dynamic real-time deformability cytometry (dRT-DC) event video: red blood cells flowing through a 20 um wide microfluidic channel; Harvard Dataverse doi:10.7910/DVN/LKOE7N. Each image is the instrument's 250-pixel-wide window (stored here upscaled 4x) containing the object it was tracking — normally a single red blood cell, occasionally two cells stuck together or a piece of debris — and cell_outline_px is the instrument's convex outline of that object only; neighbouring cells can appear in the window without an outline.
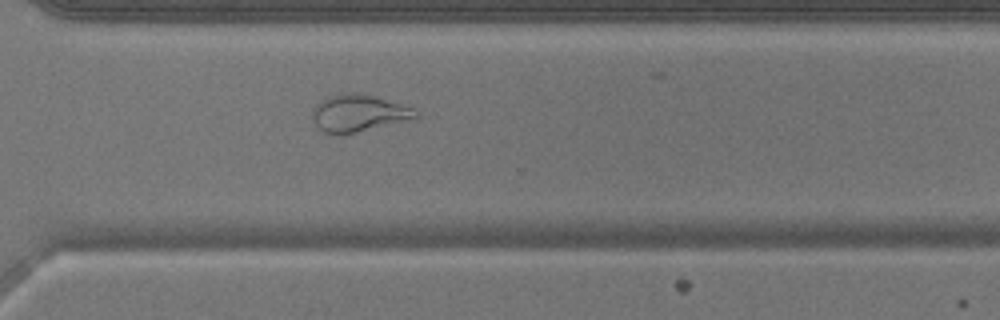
{"species": "common noctule bat (a hibernating species)", "species_latin": "Nyctalus noctula", "temperature_condition": "warm", "stored_images_in_passage": 50, "camera_frame_rate_fps": 3000, "um_per_image_px": 0.085, "animal": {"sex": "male", "body_mass_g": 17.9}, "frame": {"image": 1, "passage_image": 37, "time_ms": 12.0, "image_size_px": [1000, 320], "cell_outline_px": [[420, 120], [340, 136], [324, 132], [312, 120], [312, 108], [320, 100], [328, 96], [352, 92], [376, 96], [416, 108], [420, 112]], "centroid_in_image_um": [30.6, 9.65], "position_along_channel_um": 340.0, "area_um2": 23.47}}
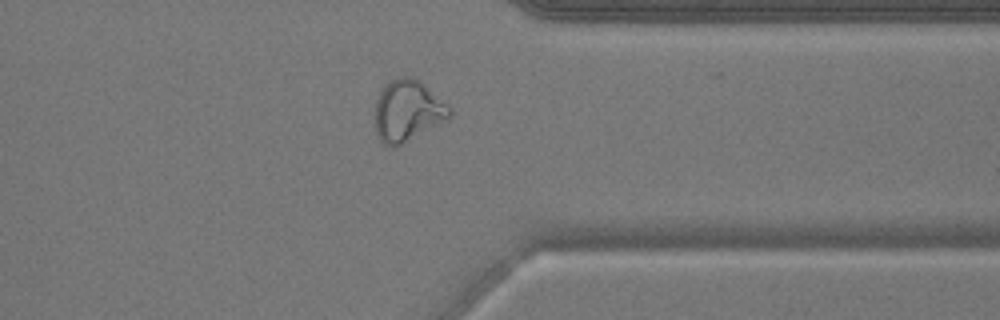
{"frame": {"image": 2, "passage_image": 40, "time_ms": 13.0, "image_size_px": [1000, 320], "cell_outline_px": [[452, 116], [400, 144], [392, 148], [384, 144], [380, 140], [376, 132], [376, 100], [380, 88], [388, 80], [400, 76], [408, 76], [420, 80], [448, 104], [452, 108]], "centroid_in_image_um": [34.63, 9.36], "position_along_channel_um": 376.8, "area_um2": 26.59}}
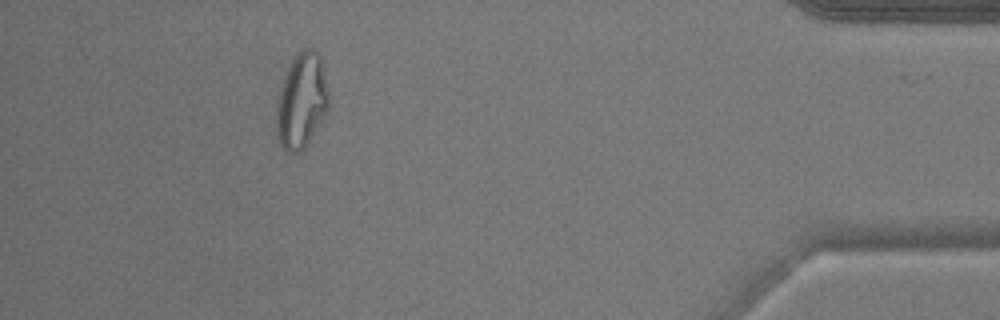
{"frame": {"image": 3, "passage_image": 46, "time_ms": 15.0, "image_size_px": [1000, 320], "cell_outline_px": [[328, 108], [304, 148], [300, 152], [288, 152], [280, 144], [276, 136], [276, 108], [280, 88], [288, 64], [296, 52], [300, 48], [312, 48], [320, 56], [324, 68], [328, 92]], "centroid_in_image_um": [25.61, 8.52], "position_along_channel_um": 409.6, "area_um2": 29.02}}